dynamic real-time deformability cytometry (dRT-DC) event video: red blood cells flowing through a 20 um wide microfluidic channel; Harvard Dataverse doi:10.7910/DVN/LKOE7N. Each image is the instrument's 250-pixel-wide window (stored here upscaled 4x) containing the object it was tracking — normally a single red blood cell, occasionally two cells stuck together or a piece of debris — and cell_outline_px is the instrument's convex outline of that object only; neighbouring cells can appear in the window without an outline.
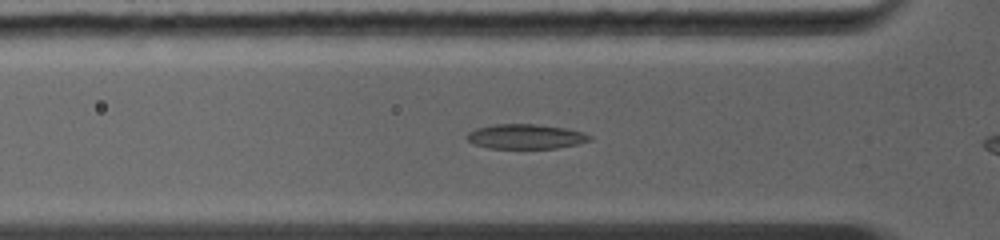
{"species": "common noctule bat (a hibernating species)", "species_latin": "Nyctalus noctula", "temperature_condition": "warm", "stored_images_in_passage": 8, "camera_frame_rate_fps": 5000, "um_per_image_px": 0.085, "animal": {"sex": "female", "body_mass_g": 19.0, "forearm_length_mm": 56.7}, "frame": {"image": 1, "passage_image": 5, "time_ms": 1.8, "image_size_px": [1000, 240], "cell_outline_px": [[592, 140], [576, 144], [556, 148], [488, 148], [472, 144], [464, 136], [468, 132], [476, 128], [496, 124], [536, 124], [564, 128], [584, 132], [592, 136]], "centroid_in_image_um": [44.65, 11.6], "position_along_channel_um": 81.1, "area_um2": 17.74}}
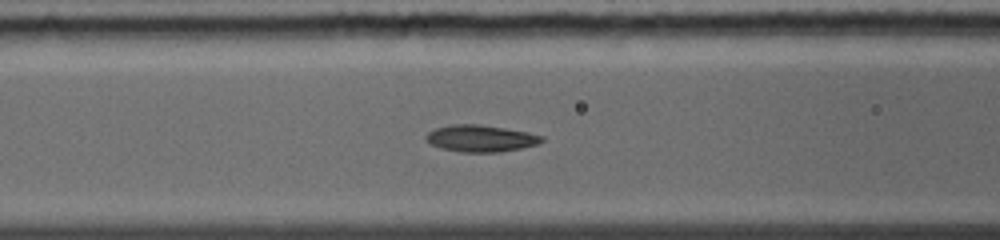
{"frame": {"image": 2, "passage_image": 7, "time_ms": 2.8, "image_size_px": [1000, 240], "cell_outline_px": [[544, 140], [536, 144], [520, 148], [500, 152], [460, 152], [440, 148], [432, 144], [424, 136], [428, 132], [436, 128], [452, 124], [480, 124], [528, 132], [544, 136]], "centroid_in_image_um": [40.86, 11.76], "position_along_channel_um": 125.7, "area_um2": 17.98}}